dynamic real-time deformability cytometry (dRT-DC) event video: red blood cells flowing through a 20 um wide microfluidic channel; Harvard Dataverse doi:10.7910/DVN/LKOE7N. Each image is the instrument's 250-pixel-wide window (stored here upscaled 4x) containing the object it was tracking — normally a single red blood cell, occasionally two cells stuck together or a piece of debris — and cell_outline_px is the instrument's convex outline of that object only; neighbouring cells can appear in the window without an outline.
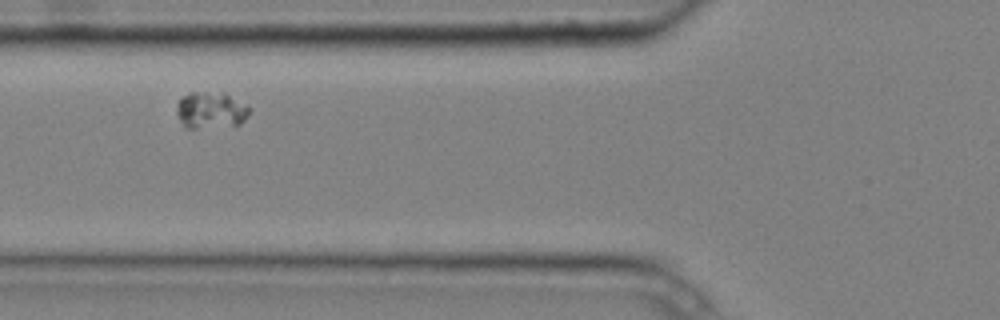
{"species": "common noctule bat (a hibernating species)", "species_latin": "Nyctalus noctula", "temperature_condition": "cold", "stored_images_in_passage": 3, "camera_frame_rate_fps": 3000, "um_per_image_px": 0.085, "animal": {"sex": "male", "body_mass_g": 20.4}, "frame": {"image": 1, "passage_image": 2, "time_ms": 0.333, "image_size_px": [1000, 320], "cell_outline_px": [[248, 116], [240, 124], [196, 128], [184, 128], [176, 112], [176, 108], [180, 100], [184, 96], [192, 92], [204, 92], [228, 96], [248, 108]], "centroid_in_image_um": [17.84, 9.4], "position_along_channel_um": 108.0, "area_um2": 14.74}}
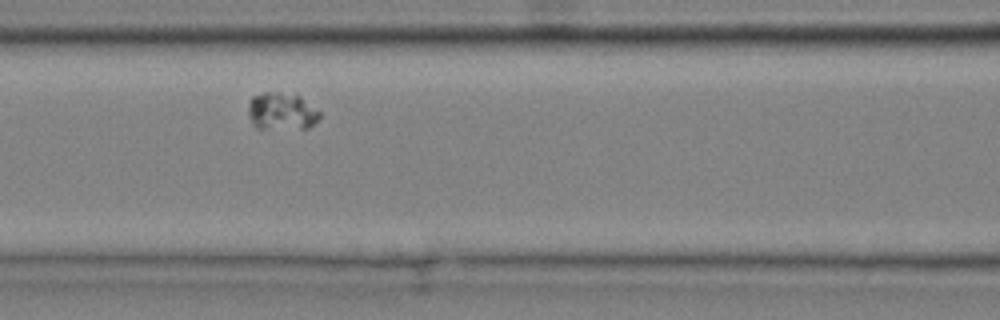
{"frame": {"image": 2, "passage_image": 3, "time_ms": 0.667, "image_size_px": [1000, 320], "cell_outline_px": [[320, 116], [308, 128], [256, 128], [252, 124], [248, 112], [248, 108], [252, 96], [264, 92], [276, 92], [300, 96], [320, 112]], "centroid_in_image_um": [23.91, 9.46], "position_along_channel_um": 142.7, "area_um2": 15.32}}